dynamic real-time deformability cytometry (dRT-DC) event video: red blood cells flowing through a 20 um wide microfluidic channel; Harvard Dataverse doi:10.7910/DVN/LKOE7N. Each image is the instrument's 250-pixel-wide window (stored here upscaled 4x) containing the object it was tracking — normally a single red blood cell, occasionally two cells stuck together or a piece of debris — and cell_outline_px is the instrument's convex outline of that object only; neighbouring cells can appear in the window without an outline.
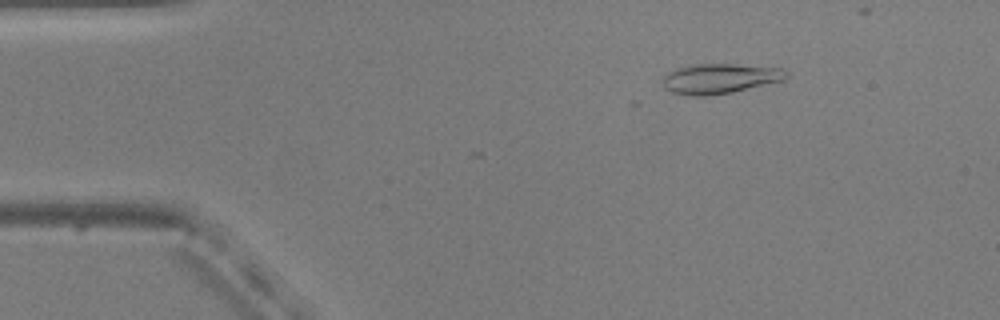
{"species": "common noctule bat (a hibernating species)", "species_latin": "Nyctalus noctula", "temperature_condition": "warm", "stored_images_in_passage": 50, "camera_frame_rate_fps": 3000, "um_per_image_px": 0.085, "animal": {"sex": "male", "body_mass_g": 20.5, "forearm_length_mm": 52.5}, "frame": {"image": 1, "passage_image": 8, "time_ms": 2.333, "image_size_px": [1000, 320], "cell_outline_px": [[788, 76], [784, 80], [732, 92], [704, 96], [688, 96], [672, 92], [664, 88], [660, 84], [660, 80], [668, 72], [676, 68], [696, 64], [736, 64], [780, 68], [788, 72]], "centroid_in_image_um": [61.13, 6.68], "position_along_channel_um": 23.9, "area_um2": 21.73}}
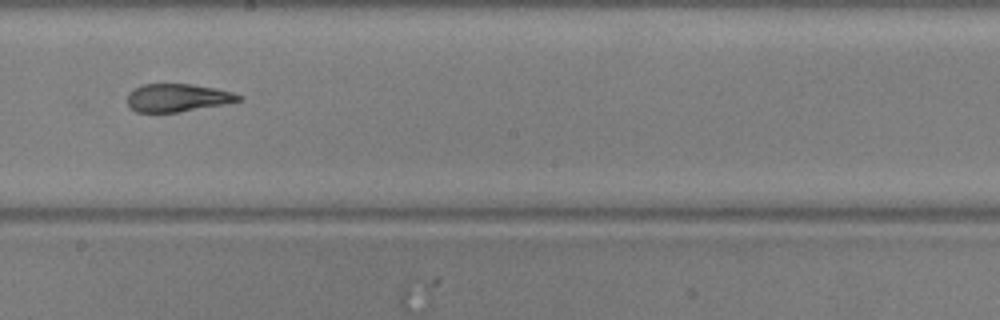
{"frame": {"image": 2, "passage_image": 30, "time_ms": 9.667, "image_size_px": [1000, 320], "cell_outline_px": [[244, 96], [240, 100], [224, 104], [180, 112], [136, 112], [128, 104], [128, 92], [140, 84], [192, 84], [216, 88], [232, 92]], "centroid_in_image_um": [15.09, 8.3], "position_along_channel_um": 233.1, "area_um2": 18.15}}
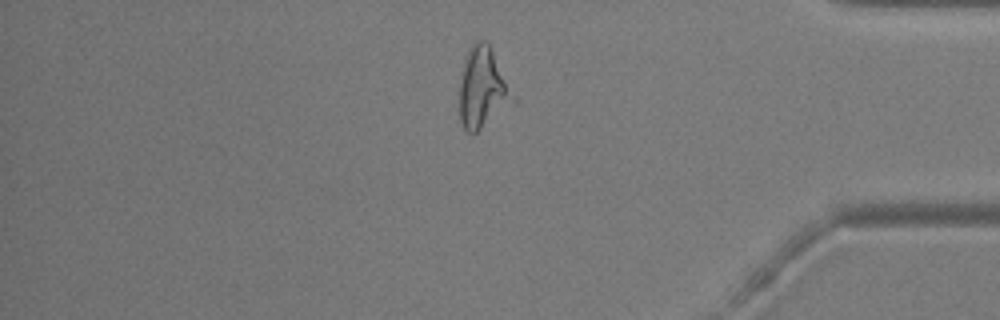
{"frame": {"image": 3, "passage_image": 45, "time_ms": 14.667, "image_size_px": [1000, 320], "cell_outline_px": [[516, 100], [476, 132], [468, 132], [464, 128], [460, 120], [460, 84], [464, 56], [472, 44], [476, 40], [484, 40], [488, 44]], "centroid_in_image_um": [40.98, 7.47], "position_along_channel_um": 394.2, "area_um2": 24.28}, "authors_computed_cell_mechanics": {"area_um2": 19.941, "velocity_mm_per_s": 3.7951, "shape_relaxation_time_tau1_ms": null, "shape_relaxation_time_tau2_ms": 2.0799, "deformation_change_tau1": null, "deformation_change_tau2": 0.103}}